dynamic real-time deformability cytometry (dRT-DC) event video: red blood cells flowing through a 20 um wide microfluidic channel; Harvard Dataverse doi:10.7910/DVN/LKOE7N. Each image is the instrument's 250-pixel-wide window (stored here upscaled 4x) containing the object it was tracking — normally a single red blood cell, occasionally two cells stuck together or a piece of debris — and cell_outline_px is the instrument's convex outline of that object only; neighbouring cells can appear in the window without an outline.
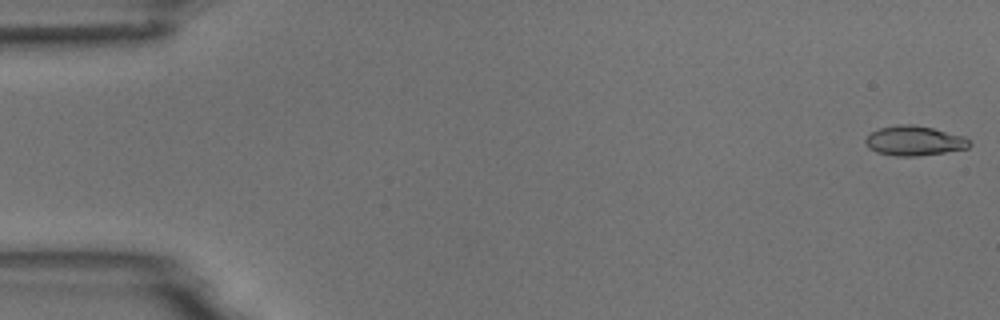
{"species": "common noctule bat (a hibernating species)", "species_latin": "Nyctalus noctula", "temperature_condition": "room temperature", "stored_images_in_passage": 55, "camera_frame_rate_fps": 3000, "um_per_image_px": 0.085, "animal": {"sex": "male", "body_mass_g": 18.8}, "frame": {"image": 1, "passage_image": 1, "time_ms": 0.0, "image_size_px": [1000, 320], "cell_outline_px": [[972, 144], [968, 148], [944, 152], [916, 156], [896, 156], [876, 152], [868, 148], [864, 140], [872, 132], [880, 128], [900, 124], [912, 124], [932, 128], [964, 136]], "centroid_in_image_um": [77.7, 11.97], "position_along_channel_um": 7.3, "area_um2": 17.86}}
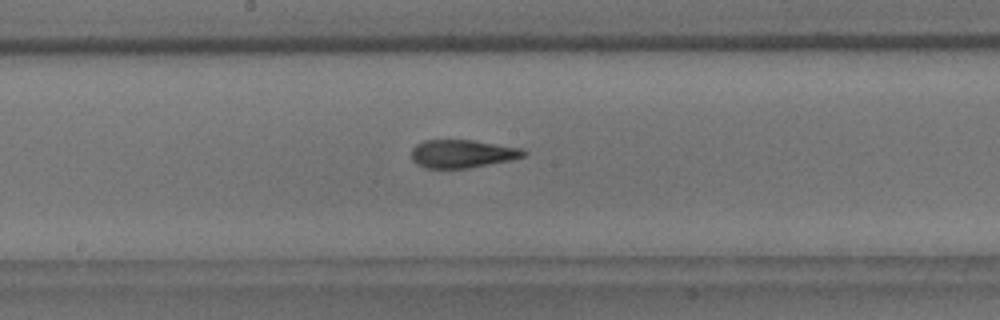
{"frame": {"image": 2, "passage_image": 29, "time_ms": 9.333, "image_size_px": [1000, 320], "cell_outline_px": [[528, 152], [524, 156], [512, 160], [468, 168], [424, 168], [416, 164], [412, 160], [412, 148], [416, 144], [424, 140], [472, 140], [524, 148]], "centroid_in_image_um": [39.31, 13.07], "position_along_channel_um": 208.9, "area_um2": 18.55}}
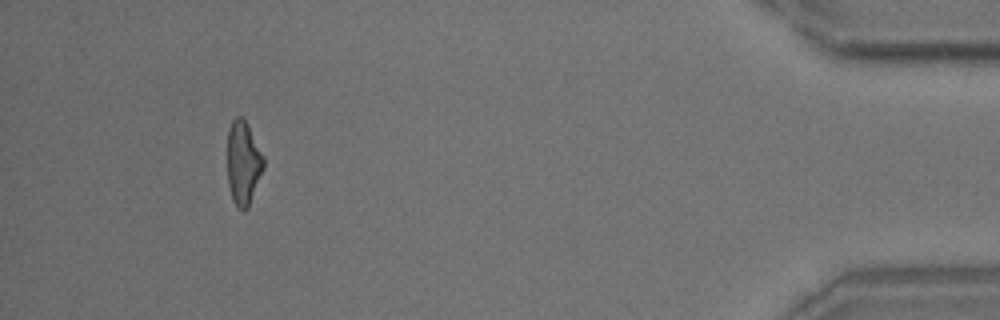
{"frame": {"image": 3, "passage_image": 51, "time_ms": 16.667, "image_size_px": [1000, 320], "cell_outline_px": [[264, 168], [248, 208], [244, 212], [232, 200], [228, 184], [228, 128], [232, 120], [236, 116], [240, 116], [248, 124], [264, 156]], "centroid_in_image_um": [20.68, 13.84], "position_along_channel_um": 414.5, "area_um2": 17.74}, "authors_computed_cell_mechanics": {"area_um2": 18.207, "velocity_mm_per_s": 3.6898, "shape_relaxation_time_tau1_ms": 5.3388, "shape_relaxation_time_tau2_ms": 1.863, "deformation_change_tau1": 0.1899, "deformation_change_tau2": 0.0994}}